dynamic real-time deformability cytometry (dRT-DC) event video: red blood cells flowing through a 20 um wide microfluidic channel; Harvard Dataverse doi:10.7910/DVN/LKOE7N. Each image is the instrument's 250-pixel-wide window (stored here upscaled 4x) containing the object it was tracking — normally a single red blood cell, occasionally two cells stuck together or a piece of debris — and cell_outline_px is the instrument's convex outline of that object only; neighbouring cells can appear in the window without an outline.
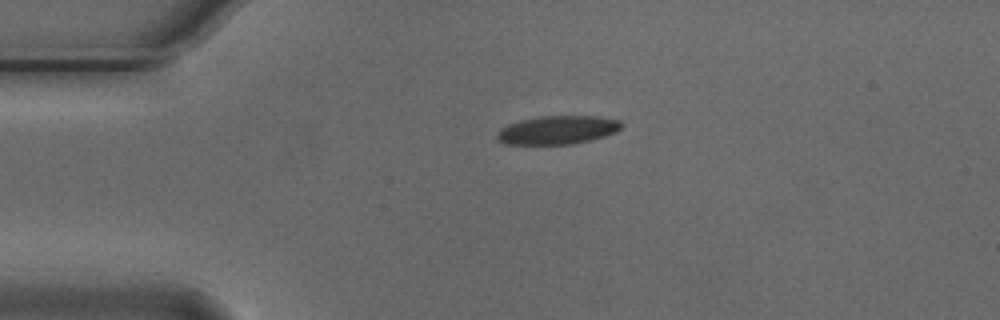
{"species": "Egyptian fruit bat (a non-hibernating species)", "species_latin": "Rousettus aegyptiacus", "temperature_condition": "cold", "stored_images_in_passage": 2, "camera_frame_rate_fps": 3000, "um_per_image_px": 0.085, "animal": {"sex": "male"}, "frame": {"image": 1, "passage_image": 1, "time_ms": 0.0, "image_size_px": [1000, 320], "cell_outline_px": [[624, 124], [616, 132], [592, 140], [572, 144], [504, 144], [496, 140], [496, 136], [500, 128], [508, 124], [520, 120], [540, 116], [596, 116], [620, 120]], "centroid_in_image_um": [47.38, 11.05], "position_along_channel_um": 37.6, "area_um2": 20.81}}